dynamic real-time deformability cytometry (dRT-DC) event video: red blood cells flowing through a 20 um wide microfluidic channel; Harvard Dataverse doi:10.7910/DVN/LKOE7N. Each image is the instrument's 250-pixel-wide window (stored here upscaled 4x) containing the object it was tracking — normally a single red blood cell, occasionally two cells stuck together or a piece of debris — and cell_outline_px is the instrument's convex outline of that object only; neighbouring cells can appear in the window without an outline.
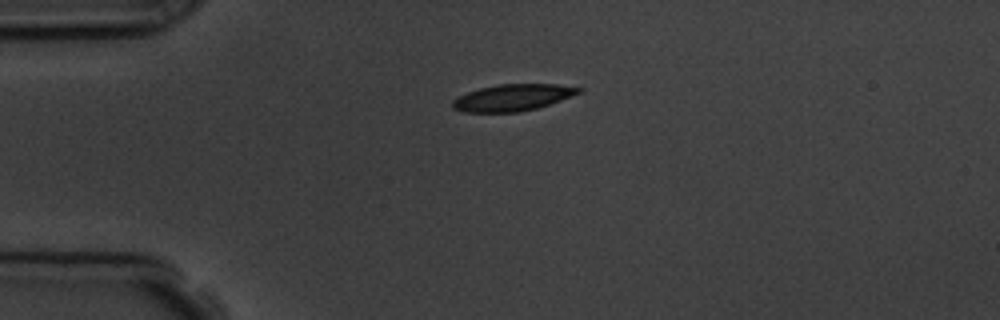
{"species": "common noctule bat (a hibernating species)", "species_latin": "Nyctalus noctula", "temperature_condition": "room temperature", "stored_images_in_passage": 2, "camera_frame_rate_fps": 3000, "um_per_image_px": 0.085, "animal": {"sex": "male", "body_mass_g": 19.5, "forearm_length_mm": 54.6}, "frame": {"image": 1, "passage_image": 1, "time_ms": 0.0, "image_size_px": [1000, 320], "cell_outline_px": [[584, 88], [580, 92], [560, 100], [536, 108], [516, 112], [464, 112], [452, 108], [452, 100], [468, 92], [480, 88], [500, 84], [556, 84]], "centroid_in_image_um": [43.55, 8.29], "position_along_channel_um": 41.4, "area_um2": 19.31}}